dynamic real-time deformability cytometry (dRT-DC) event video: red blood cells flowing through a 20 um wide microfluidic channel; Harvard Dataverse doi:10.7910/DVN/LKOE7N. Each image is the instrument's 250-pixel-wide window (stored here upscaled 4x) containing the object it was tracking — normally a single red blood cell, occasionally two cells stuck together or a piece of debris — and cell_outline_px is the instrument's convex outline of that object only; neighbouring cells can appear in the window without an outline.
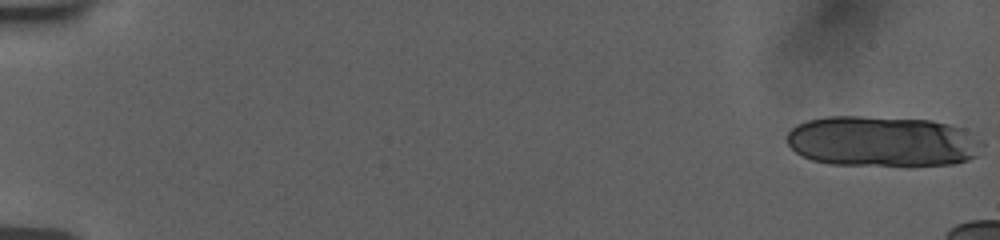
{"species": "human", "species_latin": "Homo sapiens", "temperature_condition": "room temperature", "stored_images_in_passage": 12, "camera_frame_rate_fps": 3000, "um_per_image_px": 0.085, "donor": {"sex": "female"}, "frame": {"image": 1, "passage_image": 1, "time_ms": 0.0, "image_size_px": [1000, 240], "cell_outline_px": [[984, 144], [976, 156], [968, 160], [952, 164], [828, 164], [812, 160], [796, 152], [788, 144], [788, 132], [796, 124], [808, 120], [828, 116], [860, 116], [932, 120], [964, 128], [980, 140]], "centroid_in_image_um": [75.0, 12.0], "position_along_channel_um": 10.0, "area_um2": 57.28}}